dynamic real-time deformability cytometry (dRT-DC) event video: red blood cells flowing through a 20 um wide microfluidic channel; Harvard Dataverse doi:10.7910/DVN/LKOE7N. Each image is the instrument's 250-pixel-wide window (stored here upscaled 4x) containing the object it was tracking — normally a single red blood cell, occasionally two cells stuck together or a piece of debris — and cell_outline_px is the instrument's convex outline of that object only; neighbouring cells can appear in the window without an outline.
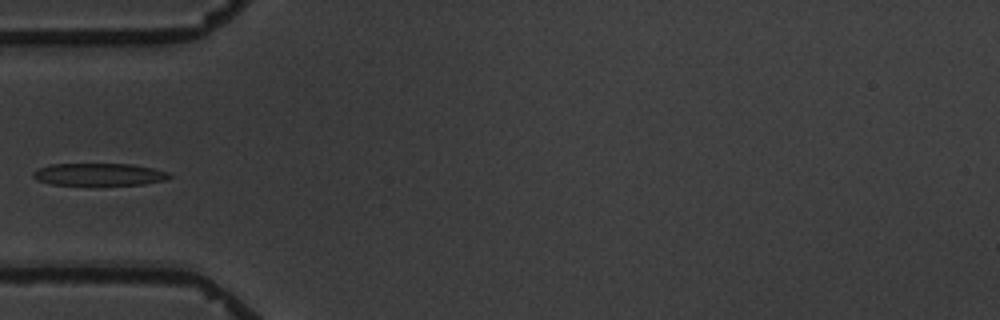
{"species": "common noctule bat (a hibernating species)", "species_latin": "Nyctalus noctula", "temperature_condition": "warm", "stored_images_in_passage": 8, "camera_frame_rate_fps": 3000, "um_per_image_px": 0.085, "animal": {"sex": "male", "body_mass_g": 19.5, "forearm_length_mm": 54.6}, "frame": {"image": 1, "passage_image": 5, "time_ms": 4.667, "image_size_px": [1000, 320], "cell_outline_px": [[172, 176], [164, 180], [144, 184], [52, 184], [36, 180], [32, 176], [32, 172], [36, 168], [52, 164], [132, 164], [152, 168], [168, 172]], "centroid_in_image_um": [8.38, 14.81], "position_along_channel_um": 76.6, "area_um2": 17.51}}
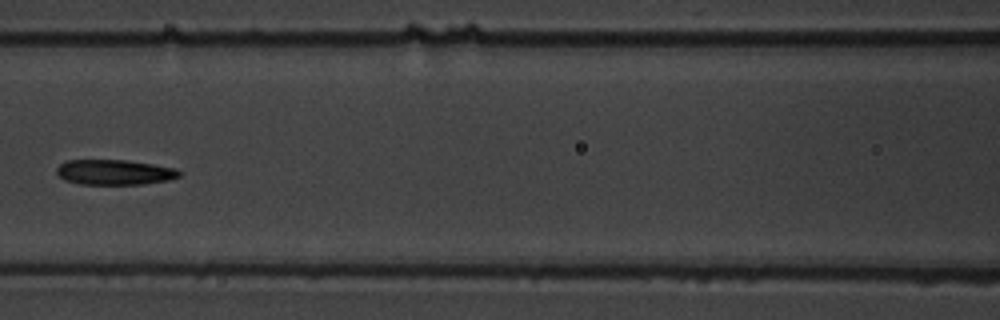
{"frame": {"image": 2, "passage_image": 7, "time_ms": 7.0, "image_size_px": [1000, 320], "cell_outline_px": [[180, 176], [168, 180], [140, 184], [80, 184], [64, 180], [56, 172], [56, 168], [64, 160], [124, 160], [152, 164], [176, 168], [180, 172]], "centroid_in_image_um": [9.7, 14.63], "position_along_channel_um": 156.9, "area_um2": 17.92}}
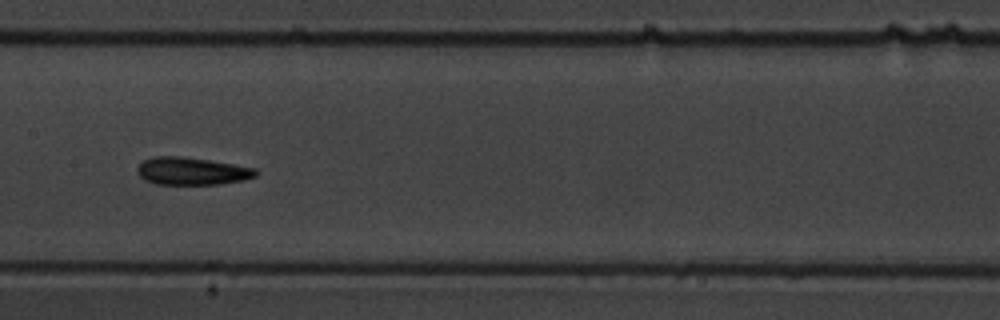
{"frame": {"image": 3, "passage_image": 8, "time_ms": 8.0, "image_size_px": [1000, 320], "cell_outline_px": [[256, 176], [244, 180], [220, 184], [156, 184], [144, 180], [136, 172], [136, 168], [144, 160], [152, 156], [180, 156], [208, 160], [256, 168]], "centroid_in_image_um": [16.27, 14.54], "position_along_channel_um": 191.1, "area_um2": 19.02}}